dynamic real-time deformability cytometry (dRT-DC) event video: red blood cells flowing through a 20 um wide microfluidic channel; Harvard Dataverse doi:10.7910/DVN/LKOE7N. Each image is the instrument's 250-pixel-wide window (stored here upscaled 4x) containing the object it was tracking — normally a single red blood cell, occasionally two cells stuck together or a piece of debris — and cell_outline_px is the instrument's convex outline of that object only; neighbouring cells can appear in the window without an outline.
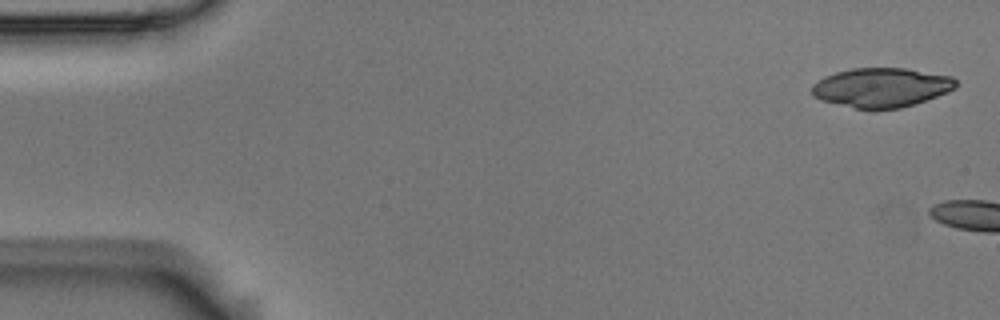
{"species": "Egyptian fruit bat (a non-hibernating species)", "species_latin": "Rousettus aegyptiacus", "temperature_condition": "room temperature", "stored_images_in_passage": 2, "camera_frame_rate_fps": 3000, "um_per_image_px": 0.085, "animal": {"sex": "male"}, "frame": {"image": 1, "passage_image": 1, "time_ms": 0.0, "image_size_px": [1000, 320], "cell_outline_px": [[956, 88], [948, 92], [900, 108], [876, 112], [868, 112], [820, 100], [812, 96], [812, 84], [824, 76], [836, 72], [852, 68], [904, 68], [952, 76], [956, 80]], "centroid_in_image_um": [74.87, 7.47], "position_along_channel_um": 10.1, "area_um2": 33.64}}